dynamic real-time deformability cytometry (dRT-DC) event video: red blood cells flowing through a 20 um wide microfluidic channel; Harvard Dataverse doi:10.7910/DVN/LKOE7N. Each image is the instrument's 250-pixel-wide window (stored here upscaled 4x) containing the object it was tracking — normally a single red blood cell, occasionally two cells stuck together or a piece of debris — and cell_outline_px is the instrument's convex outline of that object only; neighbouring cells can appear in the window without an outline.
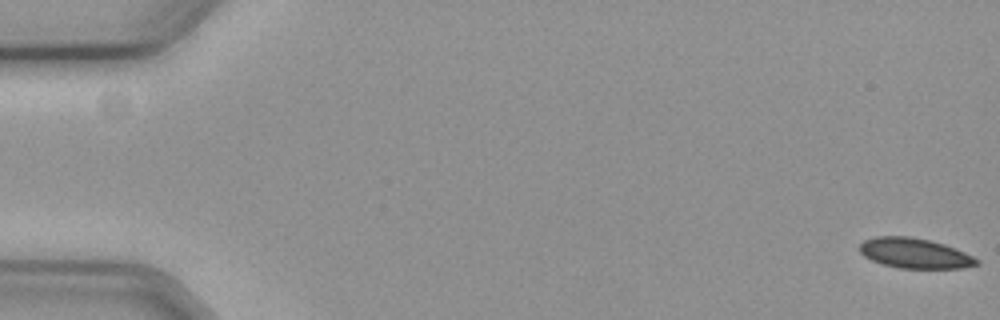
{"species": "common noctule bat (a hibernating species)", "species_latin": "Nyctalus noctula", "temperature_condition": "cold", "stored_images_in_passage": 58, "camera_frame_rate_fps": 3000, "um_per_image_px": 0.085, "animal": {"sex": "female", "body_mass_g": 19.3, "forearm_length_mm": 54.1}, "frame": {"image": 1, "passage_image": 1, "time_ms": 0.0, "image_size_px": [1000, 320], "cell_outline_px": [[980, 264], [964, 268], [900, 268], [884, 264], [872, 260], [864, 256], [860, 252], [860, 244], [864, 240], [876, 236], [908, 236], [928, 240], [944, 244], [964, 252], [980, 260]], "centroid_in_image_um": [77.76, 21.52], "position_along_channel_um": 7.2, "area_um2": 20.4}}
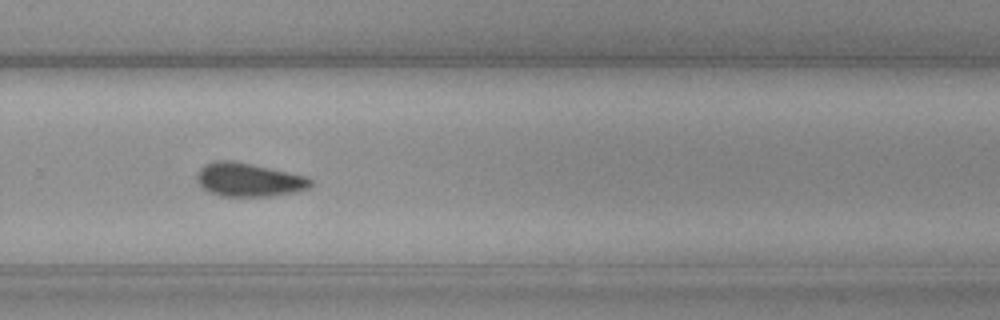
{"frame": {"image": 2, "passage_image": 40, "time_ms": 13.0, "image_size_px": [1000, 320], "cell_outline_px": [[312, 184], [308, 188], [292, 192], [268, 196], [220, 196], [208, 192], [196, 180], [196, 176], [200, 168], [204, 164], [216, 160], [232, 160], [308, 176], [312, 180]], "centroid_in_image_um": [21.11, 15.27], "position_along_channel_um": 308.7, "area_um2": 22.2}}
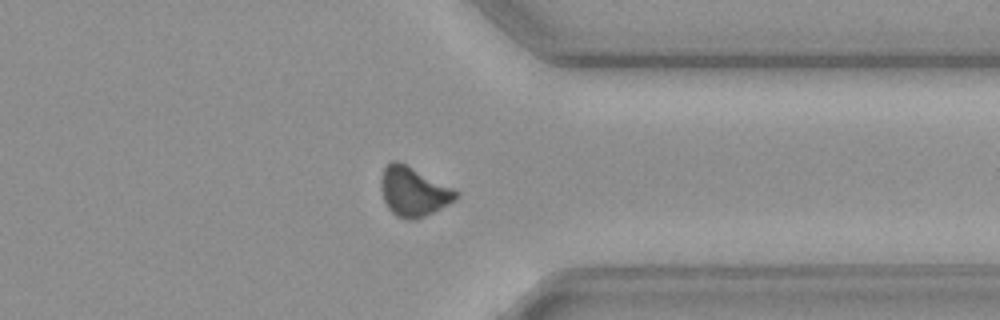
{"frame": {"image": 3, "passage_image": 46, "time_ms": 15.0, "image_size_px": [1000, 320], "cell_outline_px": [[460, 196], [456, 200], [416, 220], [404, 220], [396, 216], [388, 208], [384, 200], [380, 188], [380, 180], [384, 168], [392, 160], [396, 160], [460, 192]], "centroid_in_image_um": [35.12, 16.31], "position_along_channel_um": 376.3, "area_um2": 21.33}}